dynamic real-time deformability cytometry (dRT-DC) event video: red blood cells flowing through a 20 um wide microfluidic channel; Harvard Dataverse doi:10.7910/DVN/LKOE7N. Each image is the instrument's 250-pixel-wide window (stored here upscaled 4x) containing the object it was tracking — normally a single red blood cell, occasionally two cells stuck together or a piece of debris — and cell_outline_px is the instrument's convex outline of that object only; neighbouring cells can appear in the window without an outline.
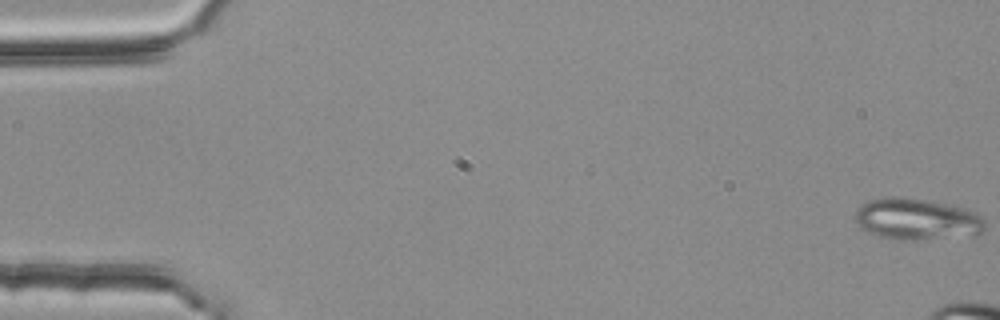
{"species": "common noctule bat (a hibernating species)", "species_latin": "Nyctalus noctula", "temperature_condition": "room temperature", "stored_images_in_passage": 5, "camera_frame_rate_fps": 3000, "um_per_image_px": 0.085, "animal": {"sex": "female", "body_mass_g": 25.1}, "frame": {"image": 1, "passage_image": 1, "time_ms": 0.0, "image_size_px": [1000, 320], "cell_outline_px": [[984, 232], [976, 236], [916, 240], [900, 240], [876, 236], [860, 228], [856, 224], [856, 212], [868, 200], [884, 196], [896, 196], [956, 204], [976, 212], [984, 220]], "centroid_in_image_um": [77.98, 18.63], "position_along_channel_um": 7.0, "area_um2": 32.08}}